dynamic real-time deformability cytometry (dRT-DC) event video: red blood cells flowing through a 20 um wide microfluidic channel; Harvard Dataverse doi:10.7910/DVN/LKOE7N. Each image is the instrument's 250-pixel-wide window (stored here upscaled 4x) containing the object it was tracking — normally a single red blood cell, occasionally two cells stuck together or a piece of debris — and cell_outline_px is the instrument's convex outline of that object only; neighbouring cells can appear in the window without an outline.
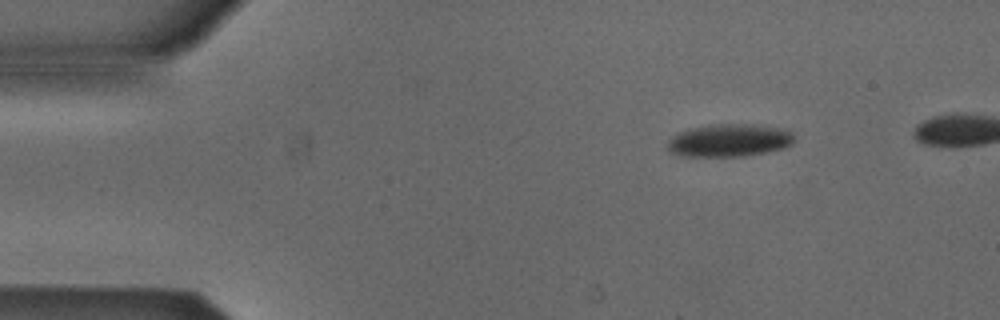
{"species": "Egyptian fruit bat (a non-hibernating species)", "species_latin": "Rousettus aegyptiacus", "temperature_condition": "cold", "stored_images_in_passage": 42, "camera_frame_rate_fps": 3000, "um_per_image_px": 0.085, "animal": {"sex": "male"}, "frame": {"image": 1, "passage_image": 1, "time_ms": 0.0, "image_size_px": [1000, 320], "cell_outline_px": [[796, 140], [792, 144], [784, 148], [744, 156], [680, 156], [668, 152], [668, 140], [676, 132], [692, 128], [712, 124], [756, 124], [780, 128], [792, 132]], "centroid_in_image_um": [61.97, 11.93], "position_along_channel_um": 23.0, "area_um2": 24.39}}
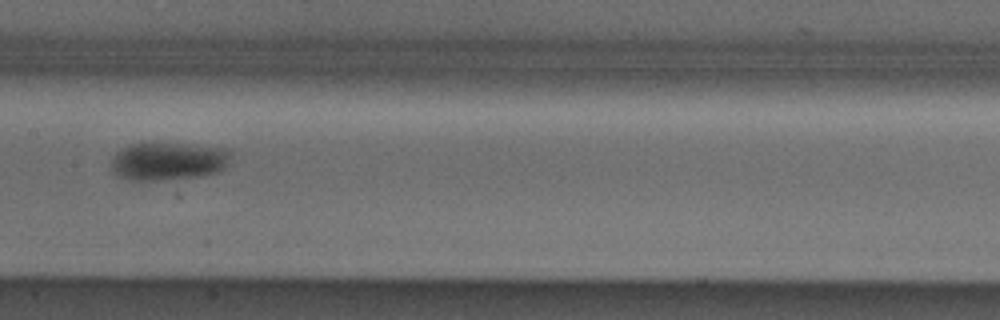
{"frame": {"image": 2, "passage_image": 20, "time_ms": 6.333, "image_size_px": [1000, 320], "cell_outline_px": [[232, 148], [224, 168], [220, 172], [200, 176], [160, 180], [132, 180], [116, 176], [112, 172], [112, 156], [116, 152], [132, 144], [184, 144]], "centroid_in_image_um": [14.31, 13.71], "position_along_channel_um": 193.1, "area_um2": 26.36}}
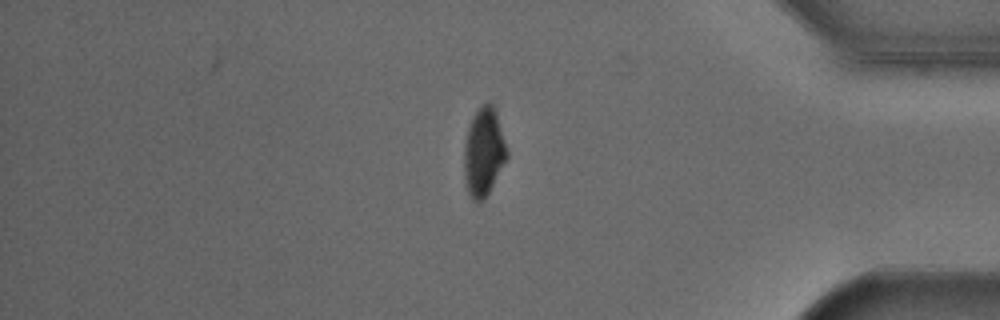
{"frame": {"image": 3, "passage_image": 38, "time_ms": 12.333, "image_size_px": [1000, 320], "cell_outline_px": [[508, 160], [488, 192], [476, 204], [472, 200], [468, 192], [464, 176], [464, 144], [468, 128], [472, 116], [484, 104], [492, 104], [496, 112], [508, 152]], "centroid_in_image_um": [41.12, 12.95], "position_along_channel_um": 394.1, "area_um2": 21.85}}